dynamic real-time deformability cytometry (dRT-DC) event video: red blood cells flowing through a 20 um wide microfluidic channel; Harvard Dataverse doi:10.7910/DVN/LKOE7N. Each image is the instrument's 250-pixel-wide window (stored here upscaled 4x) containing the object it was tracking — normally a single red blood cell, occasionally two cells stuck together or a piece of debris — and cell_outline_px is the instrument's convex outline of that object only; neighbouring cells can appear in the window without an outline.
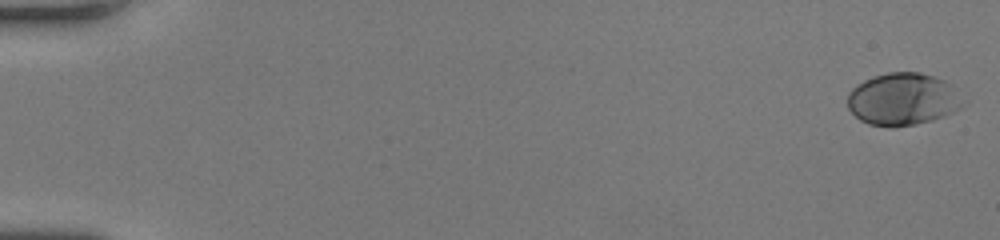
{"species": "human", "species_latin": "Homo sapiens", "temperature_condition": "room temperature", "stored_images_in_passage": 50, "camera_frame_rate_fps": 3000, "um_per_image_px": 0.085, "donor": {"sex": "female"}, "frame": {"image": 1, "passage_image": 1, "time_ms": 0.0, "image_size_px": [1000, 240], "cell_outline_px": [[964, 104], [960, 108], [952, 112], [932, 120], [916, 124], [892, 128], [868, 124], [860, 120], [848, 108], [848, 92], [852, 88], [864, 80], [888, 72], [920, 72], [944, 80], [948, 84]], "centroid_in_image_um": [76.68, 8.45], "position_along_channel_um": 8.3, "area_um2": 34.8}}
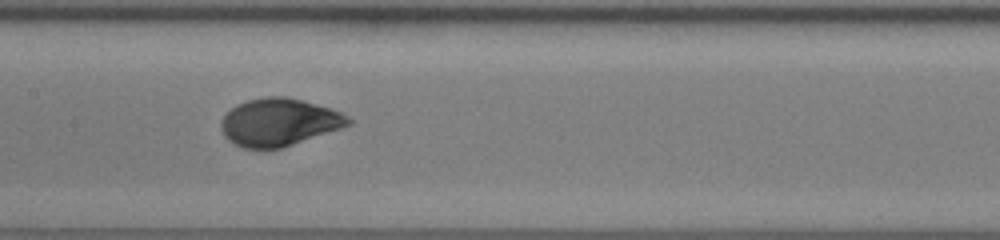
{"frame": {"image": 2, "passage_image": 27, "time_ms": 8.667, "image_size_px": [1000, 240], "cell_outline_px": [[352, 124], [280, 148], [244, 148], [228, 140], [224, 136], [220, 128], [220, 120], [236, 104], [248, 100], [268, 96], [284, 96], [316, 104], [340, 112], [348, 116], [352, 120]], "centroid_in_image_um": [23.68, 10.38], "position_along_channel_um": 183.7, "area_um2": 34.8}}
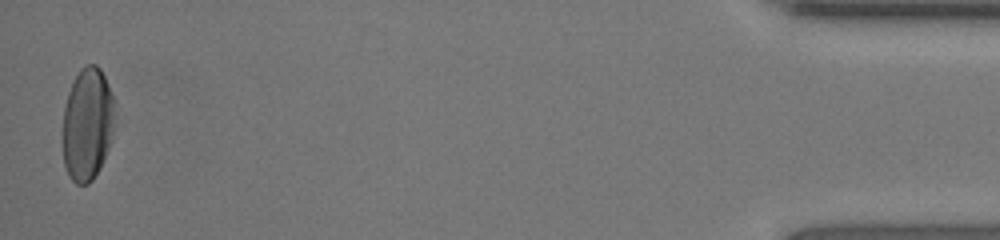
{"frame": {"image": 3, "passage_image": 50, "time_ms": 16.333, "image_size_px": [1000, 240], "cell_outline_px": [[112, 128], [108, 144], [100, 168], [92, 180], [88, 184], [76, 184], [68, 176], [64, 168], [60, 140], [60, 132], [64, 104], [72, 80], [80, 68], [84, 64], [96, 64], [100, 68], [104, 76], [112, 96]], "centroid_in_image_um": [7.32, 10.56], "position_along_channel_um": 427.9, "area_um2": 34.62}, "authors_computed_cell_mechanics": {"area_um2": 34.3043, "velocity_mm_per_s": 4.2865, "shape_relaxation_time_tau1_ms": 3.1988, "shape_relaxation_time_tau2_ms": null, "deformation_change_tau1": 0.1871, "deformation_change_tau2": null}}